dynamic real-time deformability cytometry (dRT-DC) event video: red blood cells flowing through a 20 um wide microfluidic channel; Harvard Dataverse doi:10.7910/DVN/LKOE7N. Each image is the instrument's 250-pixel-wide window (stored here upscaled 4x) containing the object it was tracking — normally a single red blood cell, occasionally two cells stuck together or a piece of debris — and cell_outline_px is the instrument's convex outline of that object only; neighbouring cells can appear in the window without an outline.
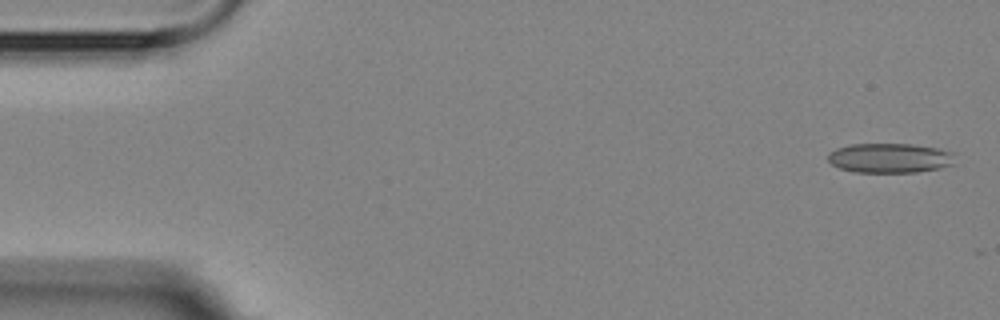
{"species": "Egyptian fruit bat (a non-hibernating species)", "species_latin": "Rousettus aegyptiacus", "temperature_condition": "room temperature", "stored_images_in_passage": 4, "camera_frame_rate_fps": 3000, "um_per_image_px": 0.085, "animal": {"sex": "female"}, "frame": {"image": 1, "passage_image": 1, "time_ms": 0.0, "image_size_px": [1000, 320], "cell_outline_px": [[960, 164], [940, 168], [916, 172], [852, 172], [840, 168], [832, 164], [828, 160], [828, 152], [836, 148], [848, 144], [912, 144], [940, 148], [956, 152]], "centroid_in_image_um": [75.75, 13.43], "position_along_channel_um": 9.2, "area_um2": 22.66}}